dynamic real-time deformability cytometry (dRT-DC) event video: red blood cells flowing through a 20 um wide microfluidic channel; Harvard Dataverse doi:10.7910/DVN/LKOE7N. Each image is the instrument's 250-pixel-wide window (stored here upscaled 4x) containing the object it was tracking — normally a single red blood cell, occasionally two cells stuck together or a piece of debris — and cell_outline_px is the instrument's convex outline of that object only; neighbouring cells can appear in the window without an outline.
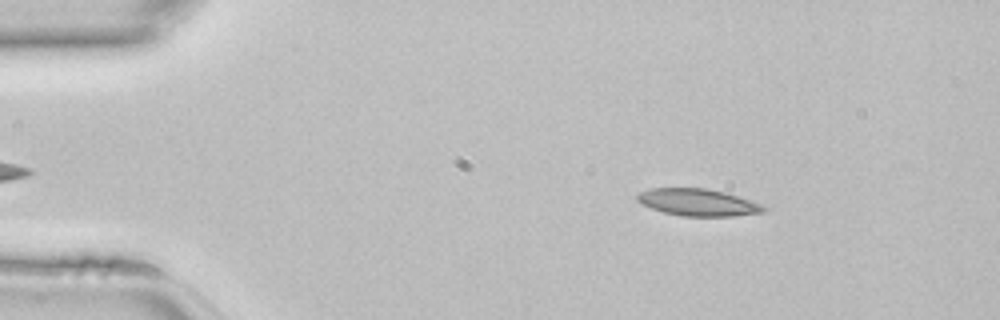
{"species": "common noctule bat (a hibernating species)", "species_latin": "Nyctalus noctula", "temperature_condition": "room temperature", "stored_images_in_passage": 44, "camera_frame_rate_fps": 3000, "um_per_image_px": 0.085, "animal": {"sex": "female", "body_mass_g": 22.7, "forearm_length_mm": 54.2}, "frame": {"image": 1, "passage_image": 6, "time_ms": 1.667, "image_size_px": [1000, 320], "cell_outline_px": [[768, 208], [764, 212], [736, 216], [680, 216], [664, 212], [640, 204], [636, 200], [636, 196], [640, 192], [652, 188], [708, 188], [724, 192], [760, 204]], "centroid_in_image_um": [59.3, 17.2], "position_along_channel_um": 25.7, "area_um2": 19.88}}
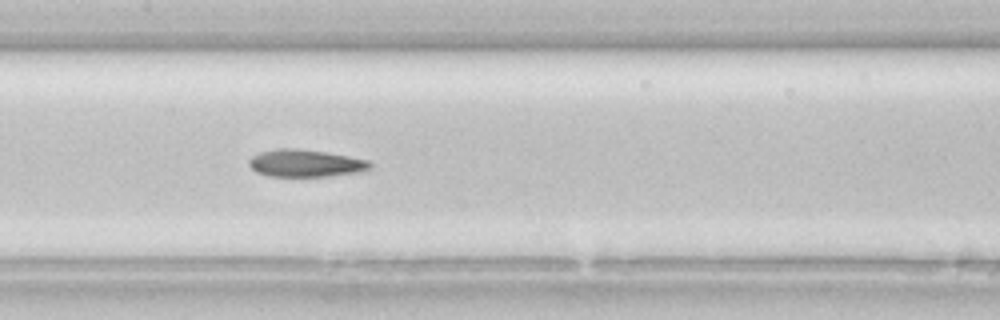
{"frame": {"image": 2, "passage_image": 21, "time_ms": 6.667, "image_size_px": [1000, 320], "cell_outline_px": [[372, 168], [360, 172], [328, 176], [268, 176], [256, 172], [248, 164], [248, 160], [252, 156], [260, 152], [276, 148], [296, 148], [324, 152], [348, 156], [368, 160], [372, 164]], "centroid_in_image_um": [25.95, 13.87], "position_along_channel_um": 181.4, "area_um2": 19.31}}
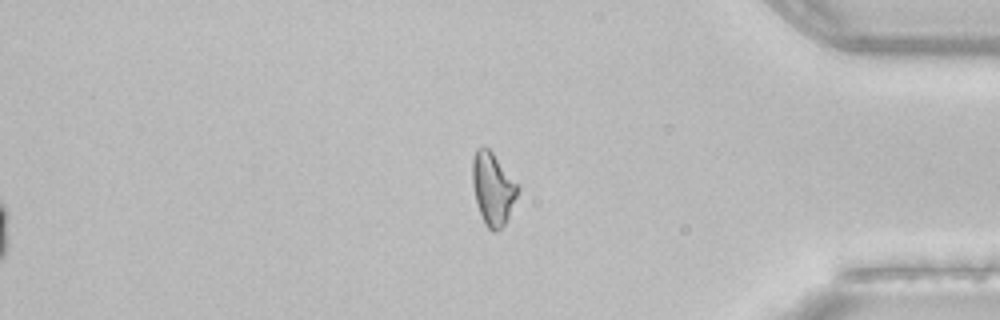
{"frame": {"image": 3, "passage_image": 37, "time_ms": 12.0, "image_size_px": [1000, 320], "cell_outline_px": [[520, 188], [508, 216], [504, 224], [496, 232], [492, 232], [484, 224], [476, 204], [472, 184], [472, 160], [476, 148], [484, 144], [492, 152], [520, 184]], "centroid_in_image_um": [41.88, 16.0], "position_along_channel_um": 393.3, "area_um2": 19.48}}